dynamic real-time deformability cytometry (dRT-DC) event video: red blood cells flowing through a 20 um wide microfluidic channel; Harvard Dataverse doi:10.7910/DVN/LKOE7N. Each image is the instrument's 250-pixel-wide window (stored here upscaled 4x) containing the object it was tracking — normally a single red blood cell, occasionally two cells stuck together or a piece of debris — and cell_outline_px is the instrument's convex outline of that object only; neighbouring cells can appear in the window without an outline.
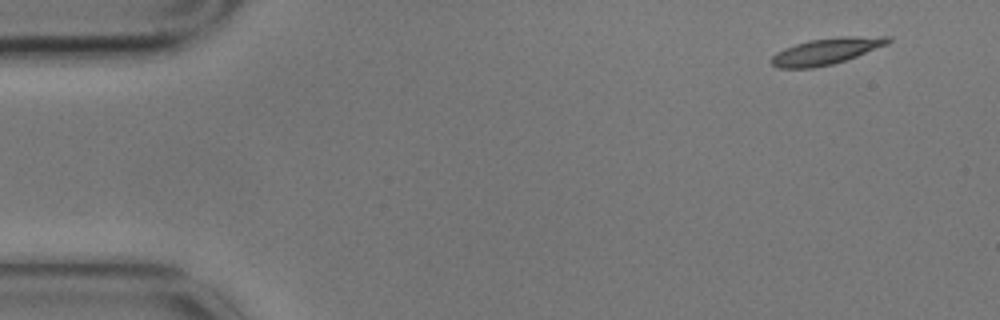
{"species": "common noctule bat (a hibernating species)", "species_latin": "Nyctalus noctula", "temperature_condition": "cold", "stored_images_in_passage": 7, "camera_frame_rate_fps": 3000, "um_per_image_px": 0.085, "animal": {"sex": "male", "body_mass_g": 17.9}, "frame": {"image": 1, "passage_image": 1, "time_ms": 0.0, "image_size_px": [1000, 320], "cell_outline_px": [[892, 40], [888, 44], [856, 56], [832, 64], [812, 68], [776, 68], [768, 60], [776, 52], [784, 48], [808, 40], [840, 36], [892, 36]], "centroid_in_image_um": [70.21, 4.34], "position_along_channel_um": 14.8, "area_um2": 18.03}}
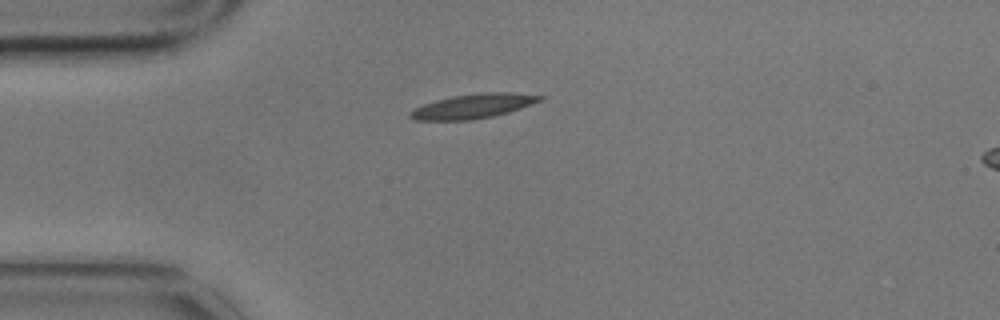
{"frame": {"image": 2, "passage_image": 3, "time_ms": 0.667, "image_size_px": [1000, 320], "cell_outline_px": [[544, 100], [508, 112], [492, 116], [472, 120], [416, 120], [408, 116], [408, 112], [424, 104], [436, 100], [452, 96], [480, 92], [512, 92], [544, 96]], "centroid_in_image_um": [40.23, 9.01], "position_along_channel_um": 44.8, "area_um2": 18.5}}